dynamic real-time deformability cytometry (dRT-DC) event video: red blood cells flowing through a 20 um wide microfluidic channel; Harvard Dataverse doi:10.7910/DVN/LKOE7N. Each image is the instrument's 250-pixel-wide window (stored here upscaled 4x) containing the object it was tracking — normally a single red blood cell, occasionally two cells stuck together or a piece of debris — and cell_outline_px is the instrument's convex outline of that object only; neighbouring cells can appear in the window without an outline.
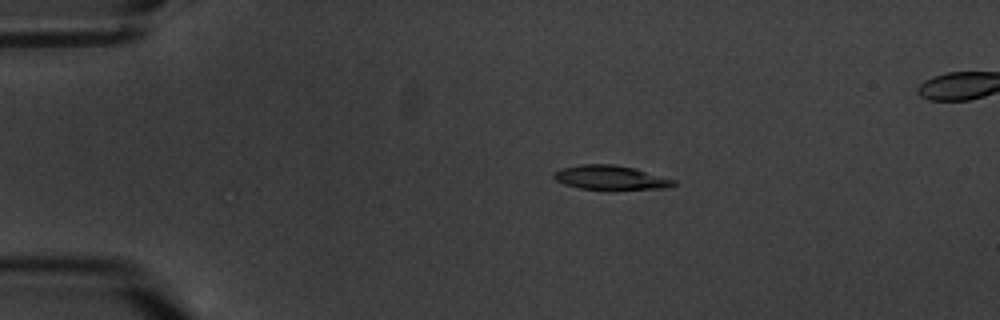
{"species": "common noctule bat (a hibernating species)", "species_latin": "Nyctalus noctula", "temperature_condition": "warm", "stored_images_in_passage": 6, "camera_frame_rate_fps": 3000, "um_per_image_px": 0.085, "animal": {"sex": "male", "body_mass_g": 20.1, "forearm_length_mm": 53.5}, "frame": {"image": 1, "passage_image": 3, "time_ms": 2.333, "image_size_px": [1000, 320], "cell_outline_px": [[676, 184], [668, 188], [580, 188], [564, 184], [556, 180], [552, 176], [552, 172], [560, 168], [580, 164], [612, 164], [632, 168], [676, 180]], "centroid_in_image_um": [51.82, 15.07], "position_along_channel_um": 33.2, "area_um2": 16.42}}